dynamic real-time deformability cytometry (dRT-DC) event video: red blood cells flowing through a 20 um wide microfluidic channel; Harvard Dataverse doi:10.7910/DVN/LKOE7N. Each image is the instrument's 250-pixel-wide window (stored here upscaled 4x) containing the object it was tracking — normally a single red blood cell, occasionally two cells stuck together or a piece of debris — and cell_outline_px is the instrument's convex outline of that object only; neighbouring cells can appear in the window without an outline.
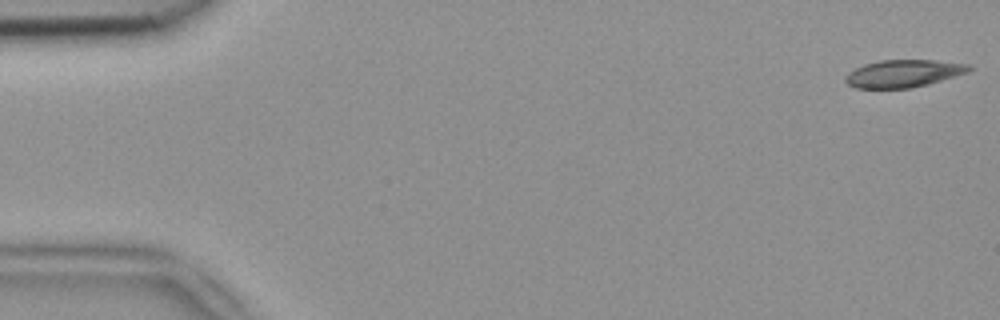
{"species": "common noctule bat (a hibernating species)", "species_latin": "Nyctalus noctula", "temperature_condition": "room temperature", "stored_images_in_passage": 10, "camera_frame_rate_fps": 3000, "um_per_image_px": 0.085, "animal": {"sex": "female", "body_mass_g": 18.4}, "frame": {"image": 1, "passage_image": 1, "time_ms": 0.0, "image_size_px": [1000, 320], "cell_outline_px": [[972, 68], [968, 72], [928, 84], [908, 88], [856, 88], [848, 84], [844, 80], [844, 76], [848, 72], [864, 64], [880, 60], [932, 60], [968, 64]], "centroid_in_image_um": [76.75, 6.24], "position_along_channel_um": 8.2, "area_um2": 19.65}}